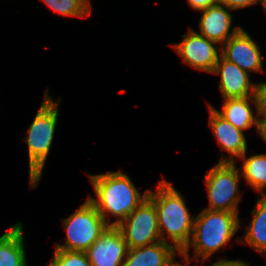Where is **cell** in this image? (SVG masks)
<instances>
[{
  "label": "cell",
  "instance_id": "d4e9b609",
  "mask_svg": "<svg viewBox=\"0 0 266 266\" xmlns=\"http://www.w3.org/2000/svg\"><path fill=\"white\" fill-rule=\"evenodd\" d=\"M257 132L262 137V139L266 142V119H259Z\"/></svg>",
  "mask_w": 266,
  "mask_h": 266
},
{
  "label": "cell",
  "instance_id": "8fae6325",
  "mask_svg": "<svg viewBox=\"0 0 266 266\" xmlns=\"http://www.w3.org/2000/svg\"><path fill=\"white\" fill-rule=\"evenodd\" d=\"M220 74V85L223 99L257 96L258 83L252 84L249 73L239 68L235 63L220 55L212 72Z\"/></svg>",
  "mask_w": 266,
  "mask_h": 266
},
{
  "label": "cell",
  "instance_id": "4fadbf2b",
  "mask_svg": "<svg viewBox=\"0 0 266 266\" xmlns=\"http://www.w3.org/2000/svg\"><path fill=\"white\" fill-rule=\"evenodd\" d=\"M227 9L232 10L217 2L205 10H202L199 23V34L218 44L225 43L230 37L236 34L241 27L238 26L231 29L232 15Z\"/></svg>",
  "mask_w": 266,
  "mask_h": 266
},
{
  "label": "cell",
  "instance_id": "d6986e66",
  "mask_svg": "<svg viewBox=\"0 0 266 266\" xmlns=\"http://www.w3.org/2000/svg\"><path fill=\"white\" fill-rule=\"evenodd\" d=\"M55 13L72 17H88L91 6L88 0H42Z\"/></svg>",
  "mask_w": 266,
  "mask_h": 266
},
{
  "label": "cell",
  "instance_id": "9a60e30c",
  "mask_svg": "<svg viewBox=\"0 0 266 266\" xmlns=\"http://www.w3.org/2000/svg\"><path fill=\"white\" fill-rule=\"evenodd\" d=\"M178 251L170 243L159 241L137 248H128L123 266H164Z\"/></svg>",
  "mask_w": 266,
  "mask_h": 266
},
{
  "label": "cell",
  "instance_id": "4316f807",
  "mask_svg": "<svg viewBox=\"0 0 266 266\" xmlns=\"http://www.w3.org/2000/svg\"><path fill=\"white\" fill-rule=\"evenodd\" d=\"M259 2L262 4L263 9L266 11V0H259Z\"/></svg>",
  "mask_w": 266,
  "mask_h": 266
},
{
  "label": "cell",
  "instance_id": "30bf717a",
  "mask_svg": "<svg viewBox=\"0 0 266 266\" xmlns=\"http://www.w3.org/2000/svg\"><path fill=\"white\" fill-rule=\"evenodd\" d=\"M218 50L221 51V55L225 59L235 63L249 74L253 71L263 72L260 46L252 40L243 28L230 37Z\"/></svg>",
  "mask_w": 266,
  "mask_h": 266
},
{
  "label": "cell",
  "instance_id": "8992f818",
  "mask_svg": "<svg viewBox=\"0 0 266 266\" xmlns=\"http://www.w3.org/2000/svg\"><path fill=\"white\" fill-rule=\"evenodd\" d=\"M240 171L235 162H218L206 173L209 207L205 209L238 213Z\"/></svg>",
  "mask_w": 266,
  "mask_h": 266
},
{
  "label": "cell",
  "instance_id": "5bb4252c",
  "mask_svg": "<svg viewBox=\"0 0 266 266\" xmlns=\"http://www.w3.org/2000/svg\"><path fill=\"white\" fill-rule=\"evenodd\" d=\"M222 111L215 109L217 113L226 121L232 123L240 130H246L253 125L258 128L259 123V99L258 96H247L243 98L224 99ZM249 100L253 102L257 110V116H254Z\"/></svg>",
  "mask_w": 266,
  "mask_h": 266
},
{
  "label": "cell",
  "instance_id": "3957f363",
  "mask_svg": "<svg viewBox=\"0 0 266 266\" xmlns=\"http://www.w3.org/2000/svg\"><path fill=\"white\" fill-rule=\"evenodd\" d=\"M238 217V213L204 209L195 217L189 246L184 251H179V255L189 264V248L192 245L195 258L198 260L201 257L204 264L235 235L241 226Z\"/></svg>",
  "mask_w": 266,
  "mask_h": 266
},
{
  "label": "cell",
  "instance_id": "e0dca14e",
  "mask_svg": "<svg viewBox=\"0 0 266 266\" xmlns=\"http://www.w3.org/2000/svg\"><path fill=\"white\" fill-rule=\"evenodd\" d=\"M261 197L257 199L254 210L251 212L253 219L240 241L250 245L266 257V195Z\"/></svg>",
  "mask_w": 266,
  "mask_h": 266
},
{
  "label": "cell",
  "instance_id": "2e32d148",
  "mask_svg": "<svg viewBox=\"0 0 266 266\" xmlns=\"http://www.w3.org/2000/svg\"><path fill=\"white\" fill-rule=\"evenodd\" d=\"M22 223L0 236V266H27Z\"/></svg>",
  "mask_w": 266,
  "mask_h": 266
},
{
  "label": "cell",
  "instance_id": "7c38bea8",
  "mask_svg": "<svg viewBox=\"0 0 266 266\" xmlns=\"http://www.w3.org/2000/svg\"><path fill=\"white\" fill-rule=\"evenodd\" d=\"M209 106V125L216 136L221 151L225 150L230 153L229 157H224L219 162H235V157L240 158L247 152L246 137L242 130L236 128L232 123L226 121L220 116L215 108Z\"/></svg>",
  "mask_w": 266,
  "mask_h": 266
},
{
  "label": "cell",
  "instance_id": "44dd1931",
  "mask_svg": "<svg viewBox=\"0 0 266 266\" xmlns=\"http://www.w3.org/2000/svg\"><path fill=\"white\" fill-rule=\"evenodd\" d=\"M257 96L259 99V116L266 119V82L258 83Z\"/></svg>",
  "mask_w": 266,
  "mask_h": 266
},
{
  "label": "cell",
  "instance_id": "7402d4cb",
  "mask_svg": "<svg viewBox=\"0 0 266 266\" xmlns=\"http://www.w3.org/2000/svg\"><path fill=\"white\" fill-rule=\"evenodd\" d=\"M218 2L229 9L237 10L259 3V0H218Z\"/></svg>",
  "mask_w": 266,
  "mask_h": 266
},
{
  "label": "cell",
  "instance_id": "5b68a950",
  "mask_svg": "<svg viewBox=\"0 0 266 266\" xmlns=\"http://www.w3.org/2000/svg\"><path fill=\"white\" fill-rule=\"evenodd\" d=\"M63 224L66 241L63 245L56 244L55 249L84 252L110 226L88 198L75 213L63 220Z\"/></svg>",
  "mask_w": 266,
  "mask_h": 266
},
{
  "label": "cell",
  "instance_id": "52a82bcc",
  "mask_svg": "<svg viewBox=\"0 0 266 266\" xmlns=\"http://www.w3.org/2000/svg\"><path fill=\"white\" fill-rule=\"evenodd\" d=\"M116 227L121 231L128 248L161 241L157 210L148 197Z\"/></svg>",
  "mask_w": 266,
  "mask_h": 266
},
{
  "label": "cell",
  "instance_id": "9c48e42d",
  "mask_svg": "<svg viewBox=\"0 0 266 266\" xmlns=\"http://www.w3.org/2000/svg\"><path fill=\"white\" fill-rule=\"evenodd\" d=\"M85 252L91 266H123L128 246L121 231L109 226Z\"/></svg>",
  "mask_w": 266,
  "mask_h": 266
},
{
  "label": "cell",
  "instance_id": "ffe728a7",
  "mask_svg": "<svg viewBox=\"0 0 266 266\" xmlns=\"http://www.w3.org/2000/svg\"><path fill=\"white\" fill-rule=\"evenodd\" d=\"M49 266H91L86 252L55 249Z\"/></svg>",
  "mask_w": 266,
  "mask_h": 266
},
{
  "label": "cell",
  "instance_id": "484cf974",
  "mask_svg": "<svg viewBox=\"0 0 266 266\" xmlns=\"http://www.w3.org/2000/svg\"><path fill=\"white\" fill-rule=\"evenodd\" d=\"M175 256L176 254H174L164 266H189V265H183L182 263L179 264L178 262H175Z\"/></svg>",
  "mask_w": 266,
  "mask_h": 266
},
{
  "label": "cell",
  "instance_id": "ac0fdd59",
  "mask_svg": "<svg viewBox=\"0 0 266 266\" xmlns=\"http://www.w3.org/2000/svg\"><path fill=\"white\" fill-rule=\"evenodd\" d=\"M243 160L241 176L254 190L260 191L261 196L266 195V154H256L246 158V152L239 158Z\"/></svg>",
  "mask_w": 266,
  "mask_h": 266
},
{
  "label": "cell",
  "instance_id": "ba28073f",
  "mask_svg": "<svg viewBox=\"0 0 266 266\" xmlns=\"http://www.w3.org/2000/svg\"><path fill=\"white\" fill-rule=\"evenodd\" d=\"M212 41L195 30L188 31L187 35H183L180 43L172 45L182 60L189 66L212 73L218 59L221 55Z\"/></svg>",
  "mask_w": 266,
  "mask_h": 266
},
{
  "label": "cell",
  "instance_id": "277c9868",
  "mask_svg": "<svg viewBox=\"0 0 266 266\" xmlns=\"http://www.w3.org/2000/svg\"><path fill=\"white\" fill-rule=\"evenodd\" d=\"M45 97L25 137L28 146L29 184L36 188L50 152L58 118L59 101H52L46 89Z\"/></svg>",
  "mask_w": 266,
  "mask_h": 266
},
{
  "label": "cell",
  "instance_id": "603a6c76",
  "mask_svg": "<svg viewBox=\"0 0 266 266\" xmlns=\"http://www.w3.org/2000/svg\"><path fill=\"white\" fill-rule=\"evenodd\" d=\"M187 1L191 6V8L197 11L205 10L206 8L218 2V0H187Z\"/></svg>",
  "mask_w": 266,
  "mask_h": 266
},
{
  "label": "cell",
  "instance_id": "7a4b0ae2",
  "mask_svg": "<svg viewBox=\"0 0 266 266\" xmlns=\"http://www.w3.org/2000/svg\"><path fill=\"white\" fill-rule=\"evenodd\" d=\"M148 198L155 204L158 214V227L161 241L169 243L164 235L172 240L174 248L184 251L193 235L195 217H191L184 198L166 180L160 181L157 192L149 190Z\"/></svg>",
  "mask_w": 266,
  "mask_h": 266
},
{
  "label": "cell",
  "instance_id": "6da1fadb",
  "mask_svg": "<svg viewBox=\"0 0 266 266\" xmlns=\"http://www.w3.org/2000/svg\"><path fill=\"white\" fill-rule=\"evenodd\" d=\"M89 178L97 199L91 196L87 198L110 226H116L123 221L148 197L149 190L141 195L129 176L122 171L89 175ZM107 214L118 219L109 223Z\"/></svg>",
  "mask_w": 266,
  "mask_h": 266
},
{
  "label": "cell",
  "instance_id": "cb8c5ba5",
  "mask_svg": "<svg viewBox=\"0 0 266 266\" xmlns=\"http://www.w3.org/2000/svg\"><path fill=\"white\" fill-rule=\"evenodd\" d=\"M210 266H250L246 262H243L242 260H226V259H220L216 263H213Z\"/></svg>",
  "mask_w": 266,
  "mask_h": 266
}]
</instances>
